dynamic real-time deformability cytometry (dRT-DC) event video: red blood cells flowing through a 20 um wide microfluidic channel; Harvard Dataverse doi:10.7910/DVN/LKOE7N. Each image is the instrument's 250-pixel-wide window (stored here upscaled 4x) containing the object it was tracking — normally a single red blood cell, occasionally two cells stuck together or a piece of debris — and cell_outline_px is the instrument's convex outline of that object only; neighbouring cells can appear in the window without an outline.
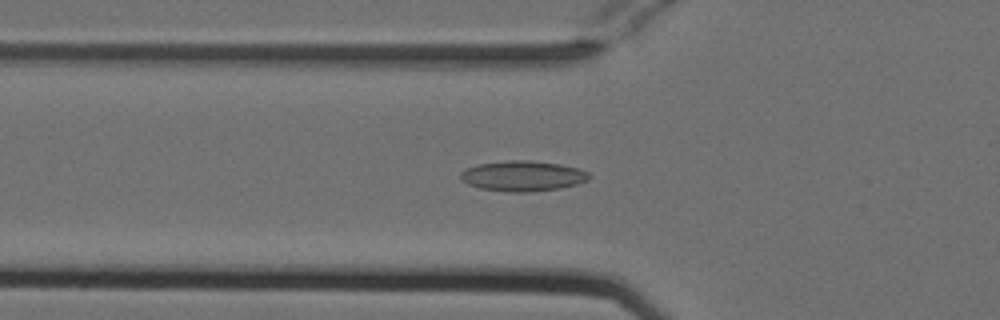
{"species": "Egyptian fruit bat (a non-hibernating species)", "species_latin": "Rousettus aegyptiacus", "temperature_condition": "cold", "stored_images_in_passage": 44, "camera_frame_rate_fps": 3000, "um_per_image_px": 0.085, "animal": {"sex": "female"}, "frame": {"image": 1, "passage_image": 9, "time_ms": 2.667, "image_size_px": [1000, 320], "cell_outline_px": [[592, 176], [588, 180], [576, 184], [560, 188], [528, 192], [508, 192], [480, 188], [468, 184], [460, 180], [460, 172], [464, 168], [480, 164], [508, 160], [532, 160], [560, 164], [576, 168], [588, 172]], "centroid_in_image_um": [44.41, 14.95], "position_along_channel_um": 81.4, "area_um2": 22.83}}
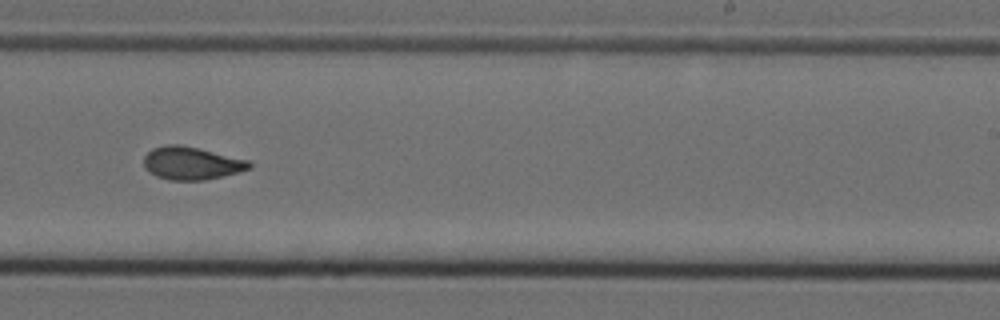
{"frame": {"image": 2, "passage_image": 24, "time_ms": 7.667, "image_size_px": [1000, 320], "cell_outline_px": [[252, 168], [240, 172], [204, 180], [168, 180], [156, 176], [148, 172], [144, 168], [144, 156], [152, 148], [168, 144], [180, 144], [200, 148], [248, 160], [252, 164]], "centroid_in_image_um": [16.27, 13.87], "position_along_channel_um": 272.7, "area_um2": 20.4}}
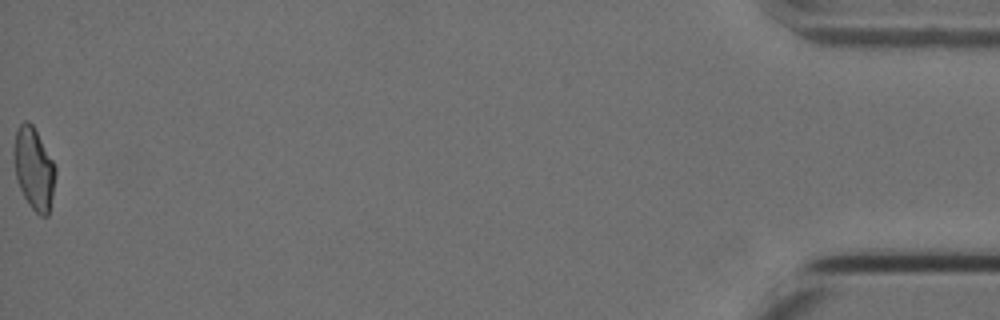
{"frame": {"image": 3, "passage_image": 44, "time_ms": 14.333, "image_size_px": [1000, 320], "cell_outline_px": [[56, 176], [48, 216], [40, 216], [28, 204], [16, 180], [12, 152], [16, 132], [20, 124], [24, 120], [28, 120], [32, 124], [52, 160], [56, 168]], "centroid_in_image_um": [2.86, 14.34], "position_along_channel_um": 432.3, "area_um2": 19.88}, "authors_computed_cell_mechanics": {"area_um2": 19.9988, "velocity_mm_per_s": 3.821, "shape_relaxation_time_tau1_ms": null, "shape_relaxation_time_tau2_ms": 2.6195, "deformation_change_tau1": null, "deformation_change_tau2": 0.09}}